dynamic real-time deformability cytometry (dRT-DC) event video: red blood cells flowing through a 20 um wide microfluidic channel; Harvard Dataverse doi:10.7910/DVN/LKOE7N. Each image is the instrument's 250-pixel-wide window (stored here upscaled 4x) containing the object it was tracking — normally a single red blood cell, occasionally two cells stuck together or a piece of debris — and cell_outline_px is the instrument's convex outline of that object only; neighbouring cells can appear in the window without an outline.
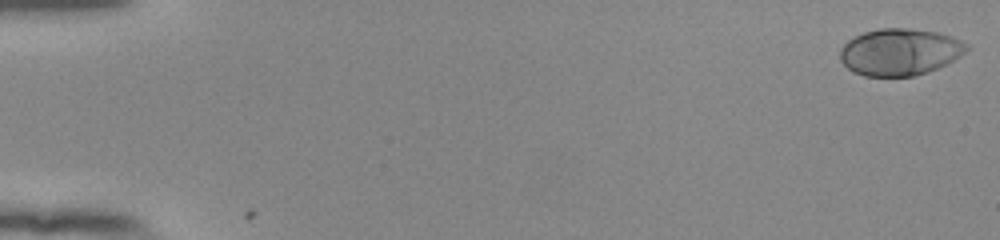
{"species": "human", "species_latin": "Homo sapiens", "temperature_condition": "room temperature", "stored_images_in_passage": 54, "camera_frame_rate_fps": 3000, "um_per_image_px": 0.085, "donor": {"sex": "female"}, "frame": {"image": 1, "passage_image": 1, "time_ms": 0.0, "image_size_px": [1000, 240], "cell_outline_px": [[968, 48], [960, 56], [928, 72], [912, 76], [864, 76], [852, 72], [840, 60], [840, 48], [848, 40], [864, 32], [880, 28], [908, 28], [936, 32], [960, 40], [968, 44]], "centroid_in_image_um": [76.44, 4.42], "position_along_channel_um": 8.6, "area_um2": 34.28}}
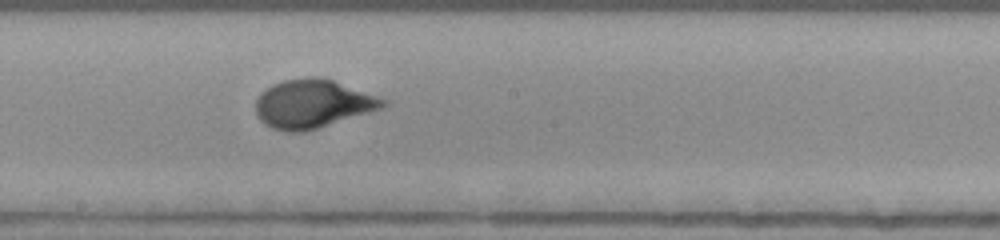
{"frame": {"image": 2, "passage_image": 31, "time_ms": 10.0, "image_size_px": [1000, 240], "cell_outline_px": [[388, 104], [384, 108], [304, 132], [288, 132], [272, 128], [264, 124], [256, 116], [256, 100], [260, 92], [272, 84], [284, 80], [308, 76], [320, 76], [332, 80], [388, 100]], "centroid_in_image_um": [26.56, 8.82], "position_along_channel_um": 221.6, "area_um2": 36.13}}
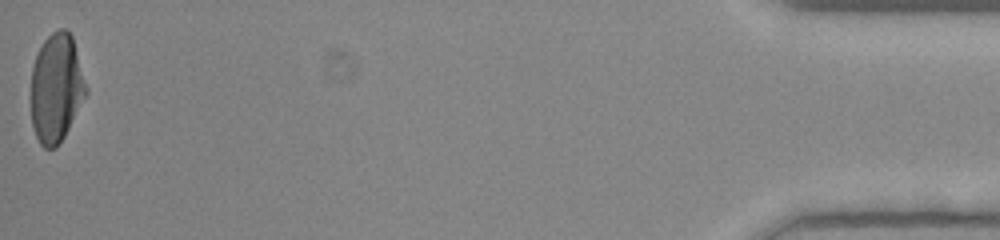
{"frame": {"image": 3, "passage_image": 54, "time_ms": 17.667, "image_size_px": [1000, 240], "cell_outline_px": [[88, 92], [64, 136], [56, 148], [44, 148], [40, 144], [36, 136], [32, 124], [32, 68], [36, 56], [44, 40], [52, 32], [60, 28], [64, 28], [72, 36], [88, 88]], "centroid_in_image_um": [4.8, 7.48], "position_along_channel_um": 430.4, "area_um2": 34.62}, "authors_computed_cell_mechanics": {"area_um2": 34.6222, "velocity_mm_per_s": 3.8808, "shape_relaxation_time_tau1_ms": 4.3101, "shape_relaxation_time_tau2_ms": null, "deformation_change_tau1": 0.2135, "deformation_change_tau2": null}}